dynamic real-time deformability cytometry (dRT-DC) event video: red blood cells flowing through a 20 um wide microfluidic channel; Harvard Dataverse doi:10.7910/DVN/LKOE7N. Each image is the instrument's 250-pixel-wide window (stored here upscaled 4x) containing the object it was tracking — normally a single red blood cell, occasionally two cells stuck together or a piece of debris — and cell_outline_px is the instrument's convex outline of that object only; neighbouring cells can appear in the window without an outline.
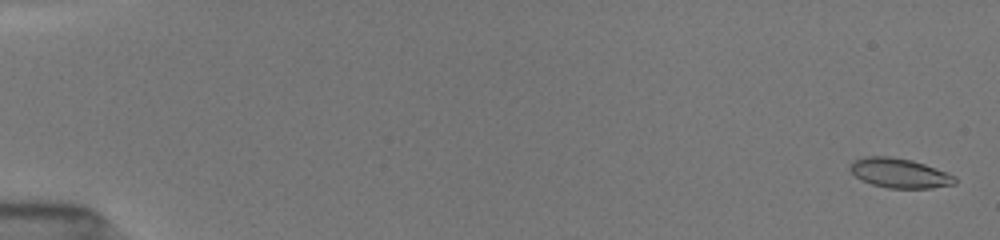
{"species": "common noctule bat (a hibernating species)", "species_latin": "Nyctalus noctula", "temperature_condition": "room temperature", "stored_images_in_passage": 30, "camera_frame_rate_fps": 3000, "um_per_image_px": 0.085, "animal": {"sex": "female", "body_mass_g": 19.5, "forearm_length_mm": 54.1}, "frame": {"image": 1, "passage_image": 2, "time_ms": 0.333, "image_size_px": [1000, 240], "cell_outline_px": [[956, 184], [932, 188], [888, 188], [872, 184], [860, 180], [848, 168], [848, 164], [852, 160], [864, 156], [888, 156], [912, 160], [936, 168], [956, 176]], "centroid_in_image_um": [76.43, 14.71], "position_along_channel_um": 8.6, "area_um2": 18.26}}
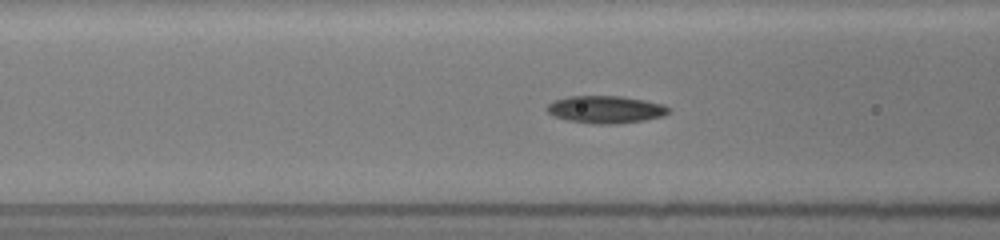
{"frame": {"image": 2, "passage_image": 23, "time_ms": 7.333, "image_size_px": [1000, 240], "cell_outline_px": [[672, 108], [664, 116], [644, 120], [616, 124], [592, 124], [568, 120], [552, 116], [544, 108], [552, 100], [568, 96], [620, 96], [644, 100], [664, 104]], "centroid_in_image_um": [51.45, 9.3], "position_along_channel_um": 115.1, "area_um2": 19.71}}
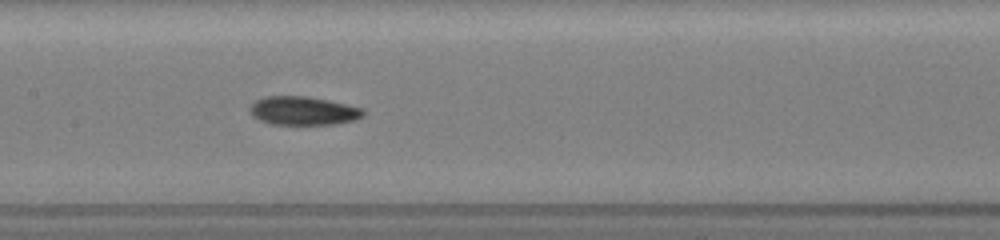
{"frame": {"image": 3, "passage_image": 30, "time_ms": 9.0, "image_size_px": [1000, 240], "cell_outline_px": [[364, 116], [356, 120], [336, 124], [272, 124], [260, 120], [252, 116], [248, 108], [256, 100], [264, 96], [308, 96], [328, 100], [364, 108]], "centroid_in_image_um": [25.79, 9.41], "position_along_channel_um": 181.6, "area_um2": 19.02}}